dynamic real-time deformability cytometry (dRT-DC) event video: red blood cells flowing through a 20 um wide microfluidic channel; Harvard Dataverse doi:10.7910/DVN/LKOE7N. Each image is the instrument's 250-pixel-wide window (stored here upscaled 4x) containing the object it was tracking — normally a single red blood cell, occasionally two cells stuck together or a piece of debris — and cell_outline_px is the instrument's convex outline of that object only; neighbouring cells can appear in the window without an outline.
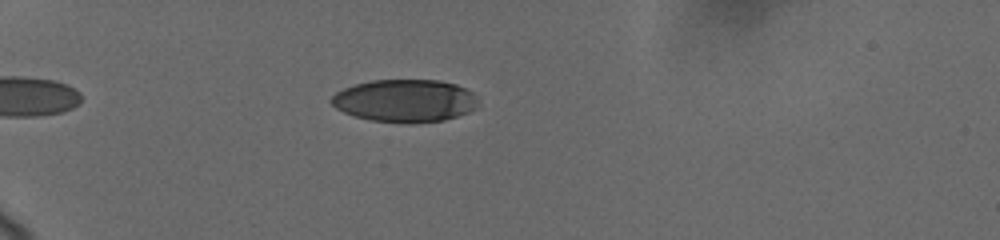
{"species": "human", "species_latin": "Homo sapiens", "temperature_condition": "cold", "stored_images_in_passage": 33, "camera_frame_rate_fps": 3000, "um_per_image_px": 0.085, "donor": {"sex": "female"}, "frame": {"image": 1, "passage_image": 2, "time_ms": 0.667, "image_size_px": [1000, 240], "cell_outline_px": [[476, 108], [468, 112], [444, 120], [416, 124], [372, 120], [356, 116], [344, 112], [336, 108], [328, 100], [336, 92], [344, 88], [356, 84], [372, 80], [436, 80], [456, 84], [472, 92], [476, 96]], "centroid_in_image_um": [34.41, 8.56], "position_along_channel_um": 50.6, "area_um2": 36.41}}
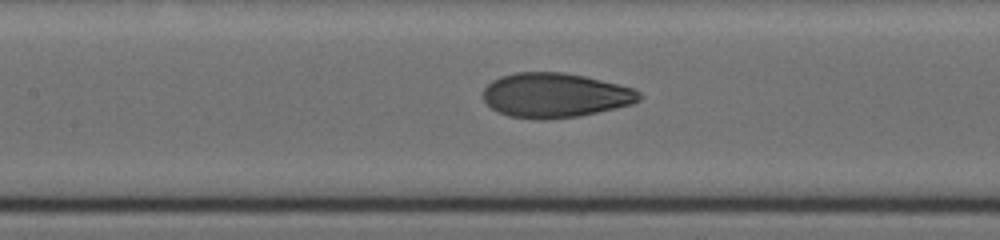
{"frame": {"image": 2, "passage_image": 11, "time_ms": 4.667, "image_size_px": [1000, 240], "cell_outline_px": [[644, 96], [640, 100], [632, 104], [580, 116], [544, 120], [540, 120], [508, 116], [492, 108], [484, 100], [484, 88], [492, 80], [500, 76], [516, 72], [564, 72], [584, 76], [632, 88], [640, 92]], "centroid_in_image_um": [47.19, 8.1], "position_along_channel_um": 160.2, "area_um2": 40.52}}
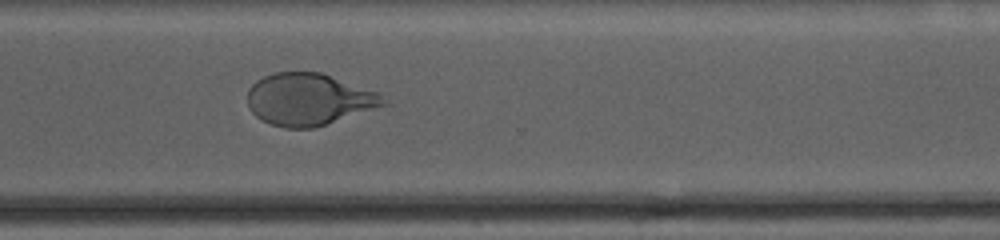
{"frame": {"image": 3, "passage_image": 24, "time_ms": 9.667, "image_size_px": [1000, 240], "cell_outline_px": [[388, 104], [312, 128], [284, 128], [272, 124], [256, 116], [248, 108], [248, 88], [256, 80], [264, 76], [276, 72], [320, 72], [380, 92]], "centroid_in_image_um": [26.24, 8.43], "position_along_channel_um": 344.4, "area_um2": 40.98}, "authors_computed_cell_mechanics": {"area_um2": 40.5178, "velocity_mm_per_s": 3.6966, "shape_relaxation_time_tau1_ms": 3.414, "shape_relaxation_time_tau2_ms": 0.7479, "deformation_change_tau1": 0.1674, "deformation_change_tau2": 0.057}}